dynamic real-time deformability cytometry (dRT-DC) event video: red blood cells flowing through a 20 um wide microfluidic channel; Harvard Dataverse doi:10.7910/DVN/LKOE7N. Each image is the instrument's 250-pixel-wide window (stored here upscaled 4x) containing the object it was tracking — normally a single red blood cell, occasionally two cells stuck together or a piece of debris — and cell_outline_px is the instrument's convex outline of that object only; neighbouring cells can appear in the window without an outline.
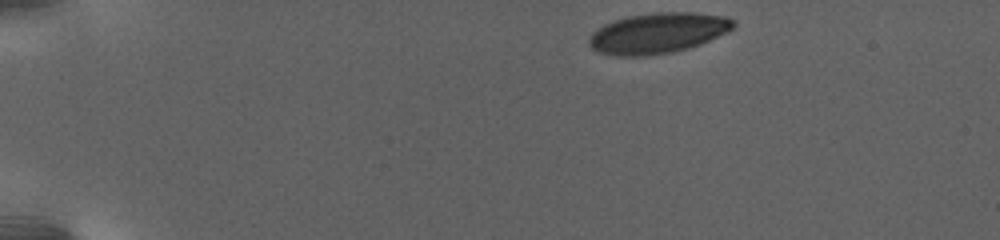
{"species": "human", "species_latin": "Homo sapiens", "temperature_condition": "warm", "stored_images_in_passage": 41, "camera_frame_rate_fps": 3000, "um_per_image_px": 0.085, "donor": {"sex": "female"}, "frame": {"image": 1, "passage_image": 1, "time_ms": 0.0, "image_size_px": [1000, 240], "cell_outline_px": [[736, 24], [728, 32], [700, 44], [688, 48], [672, 52], [648, 56], [616, 56], [600, 52], [592, 48], [588, 44], [588, 40], [592, 32], [596, 28], [604, 24], [628, 16], [656, 12], [692, 12], [724, 16], [732, 20]], "centroid_in_image_um": [55.9, 2.81], "position_along_channel_um": 29.1, "area_um2": 34.1}}
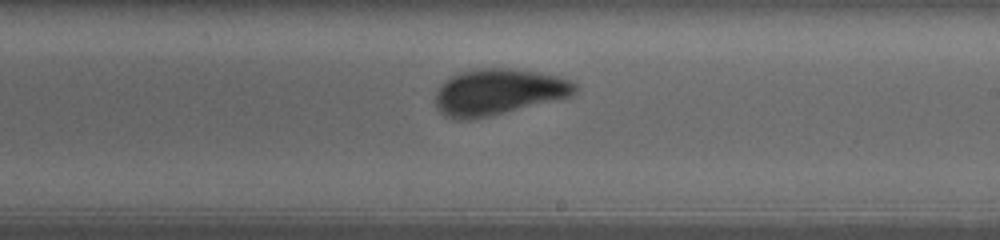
{"frame": {"image": 2, "passage_image": 24, "time_ms": 11.667, "image_size_px": [1000, 240], "cell_outline_px": [[580, 88], [576, 92], [568, 96], [488, 116], [468, 120], [452, 120], [444, 116], [436, 108], [436, 92], [440, 84], [444, 80], [460, 72], [476, 68], [508, 68], [536, 72], [560, 76], [572, 80]], "centroid_in_image_um": [42.31, 7.8], "position_along_channel_um": 246.7, "area_um2": 37.4}}
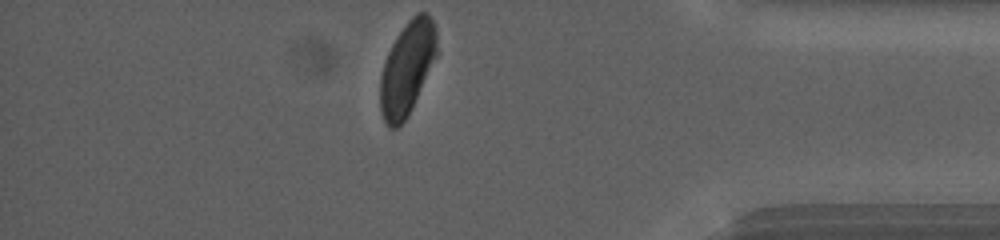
{"frame": {"image": 3, "passage_image": 41, "time_ms": 18.333, "image_size_px": [1000, 240], "cell_outline_px": [[440, 52], [408, 116], [396, 128], [388, 128], [380, 112], [380, 76], [384, 60], [396, 36], [408, 20], [416, 12], [428, 12], [436, 28]], "centroid_in_image_um": [34.64, 5.77], "position_along_channel_um": 400.6, "area_um2": 31.5}, "authors_computed_cell_mechanics": {"area_um2": 36.0094, "velocity_mm_per_s": 2.6759, "shape_relaxation_time_tau1_ms": 7.0438, "shape_relaxation_time_tau2_ms": null, "deformation_change_tau1": 0.1523, "deformation_change_tau2": null}}